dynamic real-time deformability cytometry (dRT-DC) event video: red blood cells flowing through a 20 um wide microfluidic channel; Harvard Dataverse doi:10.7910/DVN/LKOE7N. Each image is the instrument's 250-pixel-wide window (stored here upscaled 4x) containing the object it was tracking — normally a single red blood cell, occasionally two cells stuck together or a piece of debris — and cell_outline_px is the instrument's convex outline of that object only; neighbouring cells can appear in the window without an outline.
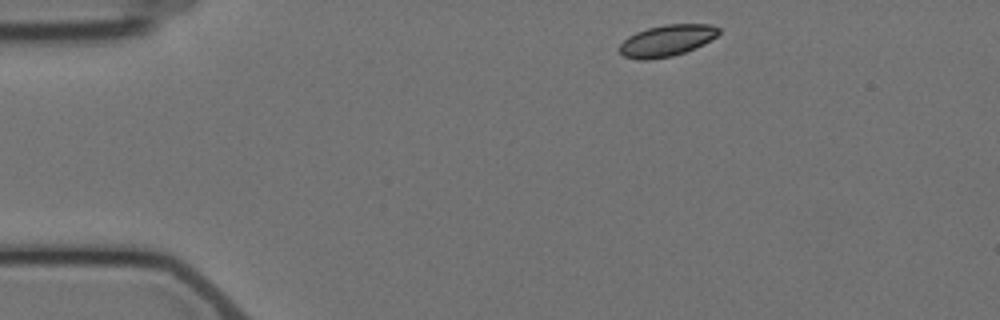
{"species": "Egyptian fruit bat (a non-hibernating species)", "species_latin": "Rousettus aegyptiacus", "temperature_condition": "cold", "stored_images_in_passage": 3, "camera_frame_rate_fps": 3000, "um_per_image_px": 0.085, "animal": {"sex": "female"}, "frame": {"image": 1, "passage_image": 1, "time_ms": 0.0, "image_size_px": [1000, 320], "cell_outline_px": [[720, 32], [716, 36], [684, 52], [672, 56], [648, 60], [636, 60], [624, 56], [620, 52], [620, 44], [628, 36], [636, 32], [648, 28], [664, 24], [712, 24], [720, 28]], "centroid_in_image_um": [56.64, 3.44], "position_along_channel_um": 28.4, "area_um2": 17.98}}